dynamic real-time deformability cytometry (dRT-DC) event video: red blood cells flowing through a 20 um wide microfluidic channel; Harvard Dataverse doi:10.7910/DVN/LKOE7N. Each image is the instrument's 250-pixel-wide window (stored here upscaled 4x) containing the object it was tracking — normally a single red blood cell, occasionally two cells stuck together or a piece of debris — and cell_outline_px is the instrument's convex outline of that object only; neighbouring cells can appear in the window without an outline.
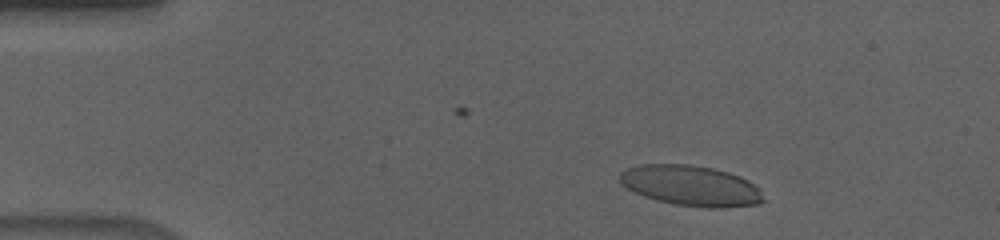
{"species": "human", "species_latin": "Homo sapiens", "temperature_condition": "cold", "stored_images_in_passage": 53, "camera_frame_rate_fps": 3000, "um_per_image_px": 0.085, "donor": {"sex": "male"}, "frame": {"image": 1, "passage_image": 6, "time_ms": 1.667, "image_size_px": [1000, 240], "cell_outline_px": [[764, 200], [760, 204], [724, 208], [708, 208], [676, 204], [656, 200], [644, 196], [620, 184], [620, 172], [628, 168], [640, 164], [692, 164], [712, 168], [728, 172], [748, 180], [760, 188]], "centroid_in_image_um": [58.75, 15.78], "position_along_channel_um": 26.2, "area_um2": 33.93}}
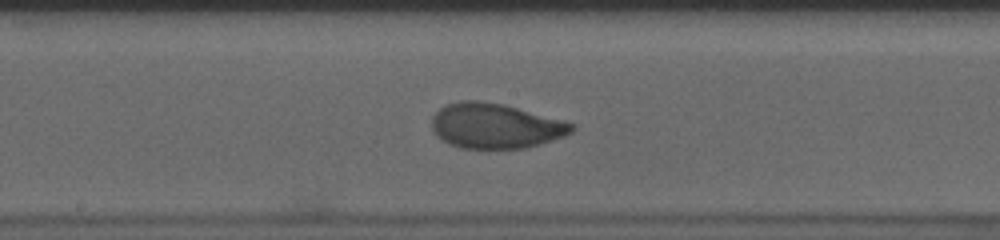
{"frame": {"image": 2, "passage_image": 27, "time_ms": 8.667, "image_size_px": [1000, 240], "cell_outline_px": [[576, 128], [572, 132], [564, 136], [540, 144], [524, 148], [460, 148], [448, 144], [436, 136], [432, 132], [432, 116], [444, 104], [460, 100], [476, 100], [504, 104], [564, 120], [576, 124]], "centroid_in_image_um": [42.09, 10.69], "position_along_channel_um": 206.1, "area_um2": 37.11}}
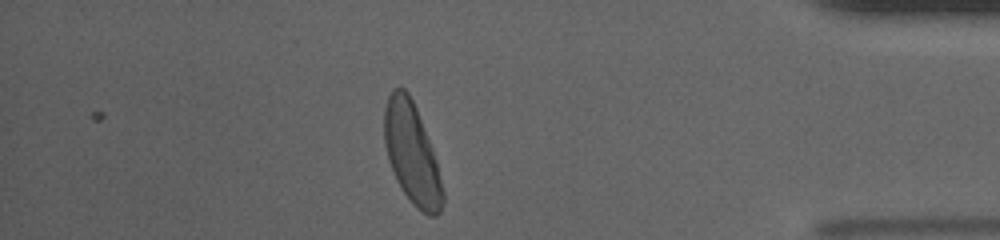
{"frame": {"image": 3, "passage_image": 46, "time_ms": 15.0, "image_size_px": [1000, 240], "cell_outline_px": [[444, 204], [440, 212], [436, 216], [428, 216], [416, 208], [412, 204], [396, 180], [388, 160], [384, 144], [384, 108], [388, 96], [392, 88], [404, 88], [408, 92], [416, 108], [432, 148], [436, 160], [444, 192]], "centroid_in_image_um": [35.0, 13.08], "position_along_channel_um": 400.2, "area_um2": 34.39}, "authors_computed_cell_mechanics": {"area_um2": 35.547, "velocity_mm_per_s": 3.6301, "shape_relaxation_time_tau1_ms": 3.5325, "shape_relaxation_time_tau2_ms": 0.9648, "deformation_change_tau1": 0.1792, "deformation_change_tau2": 0.0457}}